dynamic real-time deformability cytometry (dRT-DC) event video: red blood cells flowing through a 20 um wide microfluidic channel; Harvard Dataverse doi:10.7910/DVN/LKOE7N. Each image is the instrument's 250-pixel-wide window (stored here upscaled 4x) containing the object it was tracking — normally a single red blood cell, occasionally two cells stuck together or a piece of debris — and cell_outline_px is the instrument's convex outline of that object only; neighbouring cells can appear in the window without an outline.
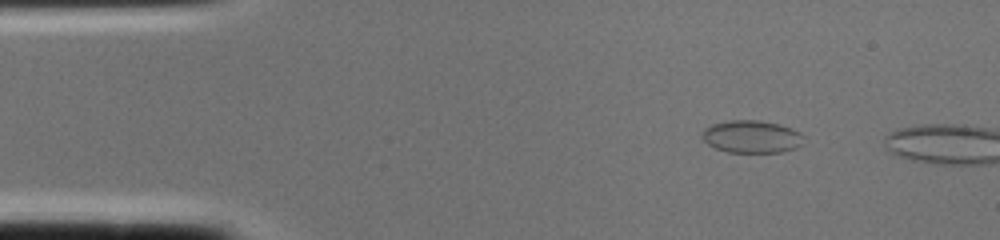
{"species": "common noctule bat (a hibernating species)", "species_latin": "Nyctalus noctula", "temperature_condition": "cold", "stored_images_in_passage": 2, "camera_frame_rate_fps": 3000, "um_per_image_px": 0.085, "animal": {"sex": "female", "body_mass_g": 22.0, "forearm_length_mm": 56.7}, "frame": {"image": 1, "passage_image": 1, "time_ms": 0.0, "image_size_px": [1000, 240], "cell_outline_px": [[804, 136], [800, 144], [796, 148], [780, 152], [728, 152], [716, 148], [708, 144], [700, 136], [700, 132], [704, 128], [712, 124], [732, 120], [756, 120], [780, 124], [792, 128], [800, 132]], "centroid_in_image_um": [63.87, 11.61], "position_along_channel_um": 21.1, "area_um2": 19.31}}